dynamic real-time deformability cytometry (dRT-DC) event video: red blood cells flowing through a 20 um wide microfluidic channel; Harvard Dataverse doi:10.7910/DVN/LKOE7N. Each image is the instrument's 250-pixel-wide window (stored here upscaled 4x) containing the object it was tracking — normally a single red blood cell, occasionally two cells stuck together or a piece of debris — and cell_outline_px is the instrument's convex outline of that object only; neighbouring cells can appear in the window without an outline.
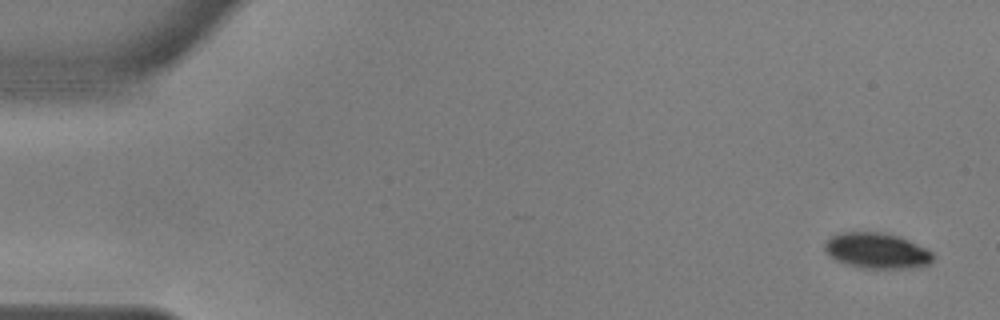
{"species": "common noctule bat (a hibernating species)", "species_latin": "Nyctalus noctula", "temperature_condition": "warm", "stored_images_in_passage": 55, "camera_frame_rate_fps": 3000, "um_per_image_px": 0.085, "animal": {"sex": "male", "body_mass_g": 17.9, "forearm_length_mm": 54.2}, "frame": {"image": 1, "passage_image": 2, "time_ms": 0.333, "image_size_px": [1000, 320], "cell_outline_px": [[936, 256], [928, 264], [920, 268], [864, 268], [844, 264], [828, 256], [824, 248], [824, 244], [832, 236], [840, 232], [884, 232], [900, 236], [928, 248]], "centroid_in_image_um": [74.57, 21.31], "position_along_channel_um": 10.4, "area_um2": 22.89}}
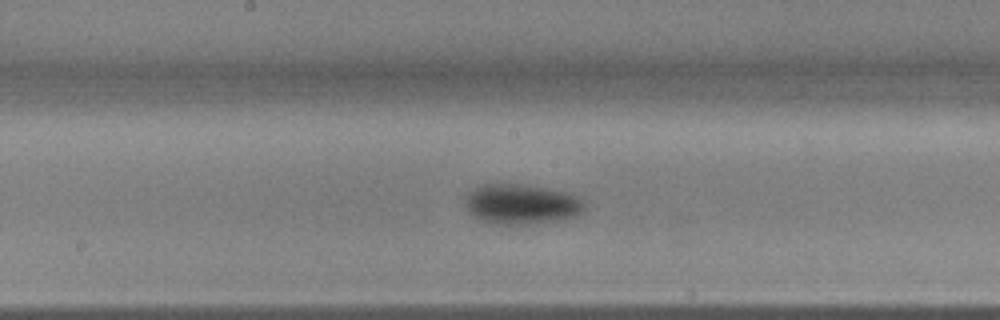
{"frame": {"image": 2, "passage_image": 29, "time_ms": 9.333, "image_size_px": [1000, 320], "cell_outline_px": [[584, 208], [580, 212], [572, 216], [560, 220], [524, 224], [496, 224], [484, 220], [468, 212], [464, 204], [464, 200], [468, 192], [472, 188], [480, 184], [524, 184], [564, 192], [576, 196], [584, 204]], "centroid_in_image_um": [44.24, 17.33], "position_along_channel_um": 204.0, "area_um2": 27.51}}
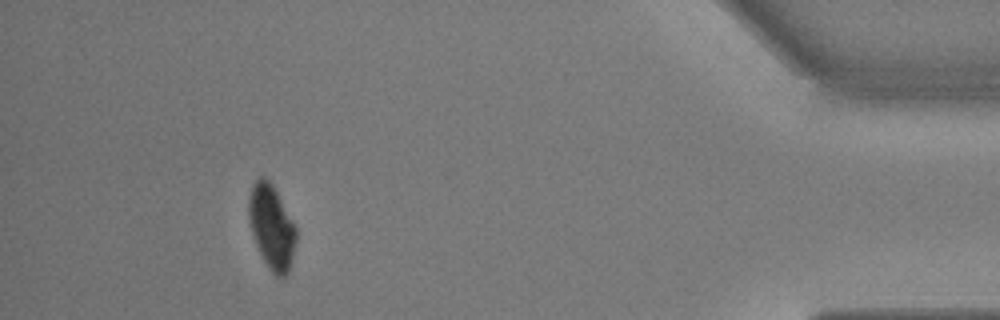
{"frame": {"image": 3, "passage_image": 51, "time_ms": 16.667, "image_size_px": [1000, 320], "cell_outline_px": [[296, 240], [288, 272], [284, 276], [276, 276], [268, 268], [256, 244], [252, 232], [248, 216], [248, 196], [252, 184], [260, 176], [264, 176], [272, 184], [296, 224]], "centroid_in_image_um": [23.08, 19.24], "position_along_channel_um": 412.1, "area_um2": 23.18}, "authors_computed_cell_mechanics": {"area_um2": 25.6054, "velocity_mm_per_s": 3.6227, "shape_relaxation_time_tau1_ms": 2.9176, "shape_relaxation_time_tau2_ms": null, "deformation_change_tau1": 0.1219, "deformation_change_tau2": null}}